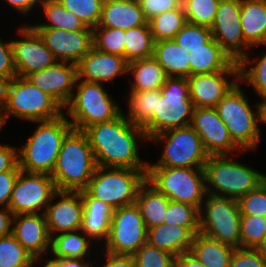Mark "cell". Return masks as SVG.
<instances>
[{"instance_id": "1", "label": "cell", "mask_w": 266, "mask_h": 267, "mask_svg": "<svg viewBox=\"0 0 266 267\" xmlns=\"http://www.w3.org/2000/svg\"><path fill=\"white\" fill-rule=\"evenodd\" d=\"M84 132L97 166L147 170L148 162L140 159L137 145L140 139L148 140L144 129L130 123L123 112L113 120L88 127Z\"/></svg>"}, {"instance_id": "2", "label": "cell", "mask_w": 266, "mask_h": 267, "mask_svg": "<svg viewBox=\"0 0 266 267\" xmlns=\"http://www.w3.org/2000/svg\"><path fill=\"white\" fill-rule=\"evenodd\" d=\"M97 168L84 131L72 129L64 138L51 177L57 191L84 190Z\"/></svg>"}, {"instance_id": "3", "label": "cell", "mask_w": 266, "mask_h": 267, "mask_svg": "<svg viewBox=\"0 0 266 267\" xmlns=\"http://www.w3.org/2000/svg\"><path fill=\"white\" fill-rule=\"evenodd\" d=\"M38 127L18 149V165L29 173L52 174L65 136L73 129L65 114L47 121H33Z\"/></svg>"}, {"instance_id": "4", "label": "cell", "mask_w": 266, "mask_h": 267, "mask_svg": "<svg viewBox=\"0 0 266 267\" xmlns=\"http://www.w3.org/2000/svg\"><path fill=\"white\" fill-rule=\"evenodd\" d=\"M203 170L207 194L235 200L266 180L265 173L231 160L229 155L209 156Z\"/></svg>"}, {"instance_id": "5", "label": "cell", "mask_w": 266, "mask_h": 267, "mask_svg": "<svg viewBox=\"0 0 266 267\" xmlns=\"http://www.w3.org/2000/svg\"><path fill=\"white\" fill-rule=\"evenodd\" d=\"M64 107L50 94L32 85L26 78L16 76L7 83L1 110L6 122L9 115L30 121H47L63 115Z\"/></svg>"}, {"instance_id": "6", "label": "cell", "mask_w": 266, "mask_h": 267, "mask_svg": "<svg viewBox=\"0 0 266 267\" xmlns=\"http://www.w3.org/2000/svg\"><path fill=\"white\" fill-rule=\"evenodd\" d=\"M160 90L162 94L157 99L156 112L144 128L148 140L164 131L189 126L195 109L187 78L168 76Z\"/></svg>"}, {"instance_id": "7", "label": "cell", "mask_w": 266, "mask_h": 267, "mask_svg": "<svg viewBox=\"0 0 266 267\" xmlns=\"http://www.w3.org/2000/svg\"><path fill=\"white\" fill-rule=\"evenodd\" d=\"M238 81L216 105L219 118L226 125L233 142L245 151L255 150L260 144L258 104L253 110ZM256 111V112H255Z\"/></svg>"}, {"instance_id": "8", "label": "cell", "mask_w": 266, "mask_h": 267, "mask_svg": "<svg viewBox=\"0 0 266 267\" xmlns=\"http://www.w3.org/2000/svg\"><path fill=\"white\" fill-rule=\"evenodd\" d=\"M75 88L77 91L64 107L65 115L73 119L69 120L73 129L85 131L94 124L113 120L123 112L103 84L77 79Z\"/></svg>"}, {"instance_id": "9", "label": "cell", "mask_w": 266, "mask_h": 267, "mask_svg": "<svg viewBox=\"0 0 266 267\" xmlns=\"http://www.w3.org/2000/svg\"><path fill=\"white\" fill-rule=\"evenodd\" d=\"M147 170L97 166L84 189L91 197L113 209L136 203L139 187L146 181Z\"/></svg>"}, {"instance_id": "10", "label": "cell", "mask_w": 266, "mask_h": 267, "mask_svg": "<svg viewBox=\"0 0 266 267\" xmlns=\"http://www.w3.org/2000/svg\"><path fill=\"white\" fill-rule=\"evenodd\" d=\"M146 181L170 201L198 209L207 194L203 168L147 167Z\"/></svg>"}, {"instance_id": "11", "label": "cell", "mask_w": 266, "mask_h": 267, "mask_svg": "<svg viewBox=\"0 0 266 267\" xmlns=\"http://www.w3.org/2000/svg\"><path fill=\"white\" fill-rule=\"evenodd\" d=\"M241 213L238 200L206 194L199 209V232L241 248Z\"/></svg>"}, {"instance_id": "12", "label": "cell", "mask_w": 266, "mask_h": 267, "mask_svg": "<svg viewBox=\"0 0 266 267\" xmlns=\"http://www.w3.org/2000/svg\"><path fill=\"white\" fill-rule=\"evenodd\" d=\"M149 142L165 143L162 154L147 167L203 168L209 155L197 132L189 125L152 136Z\"/></svg>"}, {"instance_id": "13", "label": "cell", "mask_w": 266, "mask_h": 267, "mask_svg": "<svg viewBox=\"0 0 266 267\" xmlns=\"http://www.w3.org/2000/svg\"><path fill=\"white\" fill-rule=\"evenodd\" d=\"M148 229L136 204L113 210L105 252L134 255L147 242Z\"/></svg>"}, {"instance_id": "14", "label": "cell", "mask_w": 266, "mask_h": 267, "mask_svg": "<svg viewBox=\"0 0 266 267\" xmlns=\"http://www.w3.org/2000/svg\"><path fill=\"white\" fill-rule=\"evenodd\" d=\"M56 192L57 188L51 175L20 170L11 193L8 208L14 216L39 213L40 210L44 214Z\"/></svg>"}, {"instance_id": "15", "label": "cell", "mask_w": 266, "mask_h": 267, "mask_svg": "<svg viewBox=\"0 0 266 267\" xmlns=\"http://www.w3.org/2000/svg\"><path fill=\"white\" fill-rule=\"evenodd\" d=\"M240 6L241 0H220L214 23L210 27L213 38L235 62L249 55L247 50L251 48L243 36Z\"/></svg>"}, {"instance_id": "16", "label": "cell", "mask_w": 266, "mask_h": 267, "mask_svg": "<svg viewBox=\"0 0 266 267\" xmlns=\"http://www.w3.org/2000/svg\"><path fill=\"white\" fill-rule=\"evenodd\" d=\"M18 33L22 39L11 40L17 76L25 78L58 61L31 25L20 26Z\"/></svg>"}, {"instance_id": "17", "label": "cell", "mask_w": 266, "mask_h": 267, "mask_svg": "<svg viewBox=\"0 0 266 267\" xmlns=\"http://www.w3.org/2000/svg\"><path fill=\"white\" fill-rule=\"evenodd\" d=\"M190 126L200 136L209 156H231V153L240 149L231 139L215 107L195 108Z\"/></svg>"}, {"instance_id": "18", "label": "cell", "mask_w": 266, "mask_h": 267, "mask_svg": "<svg viewBox=\"0 0 266 267\" xmlns=\"http://www.w3.org/2000/svg\"><path fill=\"white\" fill-rule=\"evenodd\" d=\"M58 61L77 64L93 46V29L34 28Z\"/></svg>"}, {"instance_id": "19", "label": "cell", "mask_w": 266, "mask_h": 267, "mask_svg": "<svg viewBox=\"0 0 266 267\" xmlns=\"http://www.w3.org/2000/svg\"><path fill=\"white\" fill-rule=\"evenodd\" d=\"M25 78L65 107L72 98L78 79L77 64L57 61L48 68L31 73Z\"/></svg>"}, {"instance_id": "20", "label": "cell", "mask_w": 266, "mask_h": 267, "mask_svg": "<svg viewBox=\"0 0 266 267\" xmlns=\"http://www.w3.org/2000/svg\"><path fill=\"white\" fill-rule=\"evenodd\" d=\"M187 79L189 82L190 98L194 107L210 108L216 107L239 81V71L194 74Z\"/></svg>"}, {"instance_id": "21", "label": "cell", "mask_w": 266, "mask_h": 267, "mask_svg": "<svg viewBox=\"0 0 266 267\" xmlns=\"http://www.w3.org/2000/svg\"><path fill=\"white\" fill-rule=\"evenodd\" d=\"M61 197L55 203L53 199ZM51 236L82 229L83 202L80 191H57L44 212ZM56 233V234H55Z\"/></svg>"}, {"instance_id": "22", "label": "cell", "mask_w": 266, "mask_h": 267, "mask_svg": "<svg viewBox=\"0 0 266 267\" xmlns=\"http://www.w3.org/2000/svg\"><path fill=\"white\" fill-rule=\"evenodd\" d=\"M12 234L34 257V263L43 261L41 256L50 250L51 235L42 213L18 214L13 217ZM38 261V262H37Z\"/></svg>"}, {"instance_id": "23", "label": "cell", "mask_w": 266, "mask_h": 267, "mask_svg": "<svg viewBox=\"0 0 266 267\" xmlns=\"http://www.w3.org/2000/svg\"><path fill=\"white\" fill-rule=\"evenodd\" d=\"M77 73L78 79L86 82L110 83L116 76L128 74V62L125 57L102 52L92 46L77 63Z\"/></svg>"}, {"instance_id": "24", "label": "cell", "mask_w": 266, "mask_h": 267, "mask_svg": "<svg viewBox=\"0 0 266 267\" xmlns=\"http://www.w3.org/2000/svg\"><path fill=\"white\" fill-rule=\"evenodd\" d=\"M188 51L190 52V76L218 71H239L238 62H235L214 38L202 48Z\"/></svg>"}, {"instance_id": "25", "label": "cell", "mask_w": 266, "mask_h": 267, "mask_svg": "<svg viewBox=\"0 0 266 267\" xmlns=\"http://www.w3.org/2000/svg\"><path fill=\"white\" fill-rule=\"evenodd\" d=\"M147 24L138 0H104L101 19L96 27L126 31Z\"/></svg>"}, {"instance_id": "26", "label": "cell", "mask_w": 266, "mask_h": 267, "mask_svg": "<svg viewBox=\"0 0 266 267\" xmlns=\"http://www.w3.org/2000/svg\"><path fill=\"white\" fill-rule=\"evenodd\" d=\"M83 202L82 232L93 242L106 241L113 208L108 204L91 197L85 190H81Z\"/></svg>"}, {"instance_id": "27", "label": "cell", "mask_w": 266, "mask_h": 267, "mask_svg": "<svg viewBox=\"0 0 266 267\" xmlns=\"http://www.w3.org/2000/svg\"><path fill=\"white\" fill-rule=\"evenodd\" d=\"M193 238L187 227L163 223L148 228L147 243L177 257L190 251Z\"/></svg>"}, {"instance_id": "28", "label": "cell", "mask_w": 266, "mask_h": 267, "mask_svg": "<svg viewBox=\"0 0 266 267\" xmlns=\"http://www.w3.org/2000/svg\"><path fill=\"white\" fill-rule=\"evenodd\" d=\"M240 21L244 39L251 47L266 42V0H241Z\"/></svg>"}, {"instance_id": "29", "label": "cell", "mask_w": 266, "mask_h": 267, "mask_svg": "<svg viewBox=\"0 0 266 267\" xmlns=\"http://www.w3.org/2000/svg\"><path fill=\"white\" fill-rule=\"evenodd\" d=\"M190 52L185 51L173 39L155 42L153 57L169 77L190 76Z\"/></svg>"}, {"instance_id": "30", "label": "cell", "mask_w": 266, "mask_h": 267, "mask_svg": "<svg viewBox=\"0 0 266 267\" xmlns=\"http://www.w3.org/2000/svg\"><path fill=\"white\" fill-rule=\"evenodd\" d=\"M235 248L198 232L194 235L190 252L205 267H229Z\"/></svg>"}, {"instance_id": "31", "label": "cell", "mask_w": 266, "mask_h": 267, "mask_svg": "<svg viewBox=\"0 0 266 267\" xmlns=\"http://www.w3.org/2000/svg\"><path fill=\"white\" fill-rule=\"evenodd\" d=\"M128 73L134 78L130 83V91L160 89L168 77L153 56L129 62Z\"/></svg>"}, {"instance_id": "32", "label": "cell", "mask_w": 266, "mask_h": 267, "mask_svg": "<svg viewBox=\"0 0 266 267\" xmlns=\"http://www.w3.org/2000/svg\"><path fill=\"white\" fill-rule=\"evenodd\" d=\"M169 201L164 194L158 192L147 181L139 187L135 204L140 209L147 229L164 223Z\"/></svg>"}, {"instance_id": "33", "label": "cell", "mask_w": 266, "mask_h": 267, "mask_svg": "<svg viewBox=\"0 0 266 267\" xmlns=\"http://www.w3.org/2000/svg\"><path fill=\"white\" fill-rule=\"evenodd\" d=\"M161 90L130 91L128 99V111L125 118L132 124L145 128L156 112L157 99L161 97Z\"/></svg>"}, {"instance_id": "34", "label": "cell", "mask_w": 266, "mask_h": 267, "mask_svg": "<svg viewBox=\"0 0 266 267\" xmlns=\"http://www.w3.org/2000/svg\"><path fill=\"white\" fill-rule=\"evenodd\" d=\"M91 243L82 230L65 232L51 236L50 250L54 259L58 258H85L89 257ZM87 256V257H86Z\"/></svg>"}, {"instance_id": "35", "label": "cell", "mask_w": 266, "mask_h": 267, "mask_svg": "<svg viewBox=\"0 0 266 267\" xmlns=\"http://www.w3.org/2000/svg\"><path fill=\"white\" fill-rule=\"evenodd\" d=\"M124 42V57L128 63L153 56L155 40L149 24L126 30Z\"/></svg>"}, {"instance_id": "36", "label": "cell", "mask_w": 266, "mask_h": 267, "mask_svg": "<svg viewBox=\"0 0 266 267\" xmlns=\"http://www.w3.org/2000/svg\"><path fill=\"white\" fill-rule=\"evenodd\" d=\"M50 24L42 23L31 25L33 28H58L67 31L80 29H92L85 24L73 13L63 7L57 0H44L41 4Z\"/></svg>"}, {"instance_id": "37", "label": "cell", "mask_w": 266, "mask_h": 267, "mask_svg": "<svg viewBox=\"0 0 266 267\" xmlns=\"http://www.w3.org/2000/svg\"><path fill=\"white\" fill-rule=\"evenodd\" d=\"M186 23L182 4L176 9L156 15L148 21L155 42L173 39Z\"/></svg>"}, {"instance_id": "38", "label": "cell", "mask_w": 266, "mask_h": 267, "mask_svg": "<svg viewBox=\"0 0 266 267\" xmlns=\"http://www.w3.org/2000/svg\"><path fill=\"white\" fill-rule=\"evenodd\" d=\"M34 257L11 233L0 237V267H29Z\"/></svg>"}, {"instance_id": "39", "label": "cell", "mask_w": 266, "mask_h": 267, "mask_svg": "<svg viewBox=\"0 0 266 267\" xmlns=\"http://www.w3.org/2000/svg\"><path fill=\"white\" fill-rule=\"evenodd\" d=\"M164 224L187 227L194 235L199 232V209L182 202L169 201Z\"/></svg>"}, {"instance_id": "40", "label": "cell", "mask_w": 266, "mask_h": 267, "mask_svg": "<svg viewBox=\"0 0 266 267\" xmlns=\"http://www.w3.org/2000/svg\"><path fill=\"white\" fill-rule=\"evenodd\" d=\"M219 3L220 0H182L186 21L210 28L214 23Z\"/></svg>"}, {"instance_id": "41", "label": "cell", "mask_w": 266, "mask_h": 267, "mask_svg": "<svg viewBox=\"0 0 266 267\" xmlns=\"http://www.w3.org/2000/svg\"><path fill=\"white\" fill-rule=\"evenodd\" d=\"M63 7L73 12L87 27L98 26L104 0H57Z\"/></svg>"}, {"instance_id": "42", "label": "cell", "mask_w": 266, "mask_h": 267, "mask_svg": "<svg viewBox=\"0 0 266 267\" xmlns=\"http://www.w3.org/2000/svg\"><path fill=\"white\" fill-rule=\"evenodd\" d=\"M93 47L106 53L124 57L125 30L120 28L95 27Z\"/></svg>"}, {"instance_id": "43", "label": "cell", "mask_w": 266, "mask_h": 267, "mask_svg": "<svg viewBox=\"0 0 266 267\" xmlns=\"http://www.w3.org/2000/svg\"><path fill=\"white\" fill-rule=\"evenodd\" d=\"M241 248H256L266 237V217L241 215Z\"/></svg>"}, {"instance_id": "44", "label": "cell", "mask_w": 266, "mask_h": 267, "mask_svg": "<svg viewBox=\"0 0 266 267\" xmlns=\"http://www.w3.org/2000/svg\"><path fill=\"white\" fill-rule=\"evenodd\" d=\"M213 38L211 29L207 26L186 23L175 35L173 40L185 51L202 48Z\"/></svg>"}, {"instance_id": "45", "label": "cell", "mask_w": 266, "mask_h": 267, "mask_svg": "<svg viewBox=\"0 0 266 267\" xmlns=\"http://www.w3.org/2000/svg\"><path fill=\"white\" fill-rule=\"evenodd\" d=\"M133 256L136 267H175L176 256L147 242Z\"/></svg>"}, {"instance_id": "46", "label": "cell", "mask_w": 266, "mask_h": 267, "mask_svg": "<svg viewBox=\"0 0 266 267\" xmlns=\"http://www.w3.org/2000/svg\"><path fill=\"white\" fill-rule=\"evenodd\" d=\"M241 215L266 217V180L239 200Z\"/></svg>"}, {"instance_id": "47", "label": "cell", "mask_w": 266, "mask_h": 267, "mask_svg": "<svg viewBox=\"0 0 266 267\" xmlns=\"http://www.w3.org/2000/svg\"><path fill=\"white\" fill-rule=\"evenodd\" d=\"M229 267H266V263L255 248H235Z\"/></svg>"}, {"instance_id": "48", "label": "cell", "mask_w": 266, "mask_h": 267, "mask_svg": "<svg viewBox=\"0 0 266 267\" xmlns=\"http://www.w3.org/2000/svg\"><path fill=\"white\" fill-rule=\"evenodd\" d=\"M147 21L165 11L178 8L182 0H138Z\"/></svg>"}, {"instance_id": "49", "label": "cell", "mask_w": 266, "mask_h": 267, "mask_svg": "<svg viewBox=\"0 0 266 267\" xmlns=\"http://www.w3.org/2000/svg\"><path fill=\"white\" fill-rule=\"evenodd\" d=\"M239 80L250 84L260 98L266 97V69H239Z\"/></svg>"}, {"instance_id": "50", "label": "cell", "mask_w": 266, "mask_h": 267, "mask_svg": "<svg viewBox=\"0 0 266 267\" xmlns=\"http://www.w3.org/2000/svg\"><path fill=\"white\" fill-rule=\"evenodd\" d=\"M16 76L11 40L5 43L0 38V77L9 82Z\"/></svg>"}, {"instance_id": "51", "label": "cell", "mask_w": 266, "mask_h": 267, "mask_svg": "<svg viewBox=\"0 0 266 267\" xmlns=\"http://www.w3.org/2000/svg\"><path fill=\"white\" fill-rule=\"evenodd\" d=\"M20 170L21 169L17 164L12 170L0 173V206L8 207L11 193Z\"/></svg>"}, {"instance_id": "52", "label": "cell", "mask_w": 266, "mask_h": 267, "mask_svg": "<svg viewBox=\"0 0 266 267\" xmlns=\"http://www.w3.org/2000/svg\"><path fill=\"white\" fill-rule=\"evenodd\" d=\"M18 164V149L11 145H0V173L12 170Z\"/></svg>"}, {"instance_id": "53", "label": "cell", "mask_w": 266, "mask_h": 267, "mask_svg": "<svg viewBox=\"0 0 266 267\" xmlns=\"http://www.w3.org/2000/svg\"><path fill=\"white\" fill-rule=\"evenodd\" d=\"M105 264L102 267H136V262L133 255L112 254L106 252ZM93 267V264H91Z\"/></svg>"}, {"instance_id": "54", "label": "cell", "mask_w": 266, "mask_h": 267, "mask_svg": "<svg viewBox=\"0 0 266 267\" xmlns=\"http://www.w3.org/2000/svg\"><path fill=\"white\" fill-rule=\"evenodd\" d=\"M43 267H91L84 258H58L46 260Z\"/></svg>"}, {"instance_id": "55", "label": "cell", "mask_w": 266, "mask_h": 267, "mask_svg": "<svg viewBox=\"0 0 266 267\" xmlns=\"http://www.w3.org/2000/svg\"><path fill=\"white\" fill-rule=\"evenodd\" d=\"M13 217H14V214L8 207H1L0 209V237L7 236L12 233Z\"/></svg>"}, {"instance_id": "56", "label": "cell", "mask_w": 266, "mask_h": 267, "mask_svg": "<svg viewBox=\"0 0 266 267\" xmlns=\"http://www.w3.org/2000/svg\"><path fill=\"white\" fill-rule=\"evenodd\" d=\"M44 0H5L11 7L18 10L22 15L29 14L30 11Z\"/></svg>"}, {"instance_id": "57", "label": "cell", "mask_w": 266, "mask_h": 267, "mask_svg": "<svg viewBox=\"0 0 266 267\" xmlns=\"http://www.w3.org/2000/svg\"><path fill=\"white\" fill-rule=\"evenodd\" d=\"M175 267H205L190 251L178 255Z\"/></svg>"}, {"instance_id": "58", "label": "cell", "mask_w": 266, "mask_h": 267, "mask_svg": "<svg viewBox=\"0 0 266 267\" xmlns=\"http://www.w3.org/2000/svg\"><path fill=\"white\" fill-rule=\"evenodd\" d=\"M261 45L266 46V42ZM259 57L260 56H258L256 63L255 61L251 62V58L248 55H246L238 62L239 69H266V51L260 58ZM252 63H254V65L251 68L250 67L248 68V66Z\"/></svg>"}, {"instance_id": "59", "label": "cell", "mask_w": 266, "mask_h": 267, "mask_svg": "<svg viewBox=\"0 0 266 267\" xmlns=\"http://www.w3.org/2000/svg\"><path fill=\"white\" fill-rule=\"evenodd\" d=\"M263 101L258 103L259 123L266 124V97H261Z\"/></svg>"}, {"instance_id": "60", "label": "cell", "mask_w": 266, "mask_h": 267, "mask_svg": "<svg viewBox=\"0 0 266 267\" xmlns=\"http://www.w3.org/2000/svg\"><path fill=\"white\" fill-rule=\"evenodd\" d=\"M7 83L6 79L0 77V112L5 101Z\"/></svg>"}, {"instance_id": "61", "label": "cell", "mask_w": 266, "mask_h": 267, "mask_svg": "<svg viewBox=\"0 0 266 267\" xmlns=\"http://www.w3.org/2000/svg\"><path fill=\"white\" fill-rule=\"evenodd\" d=\"M255 249L260 253V256L266 263V237Z\"/></svg>"}, {"instance_id": "62", "label": "cell", "mask_w": 266, "mask_h": 267, "mask_svg": "<svg viewBox=\"0 0 266 267\" xmlns=\"http://www.w3.org/2000/svg\"><path fill=\"white\" fill-rule=\"evenodd\" d=\"M6 124V120L5 118L2 116L1 112H0V131L1 129H3V125Z\"/></svg>"}]
</instances>
